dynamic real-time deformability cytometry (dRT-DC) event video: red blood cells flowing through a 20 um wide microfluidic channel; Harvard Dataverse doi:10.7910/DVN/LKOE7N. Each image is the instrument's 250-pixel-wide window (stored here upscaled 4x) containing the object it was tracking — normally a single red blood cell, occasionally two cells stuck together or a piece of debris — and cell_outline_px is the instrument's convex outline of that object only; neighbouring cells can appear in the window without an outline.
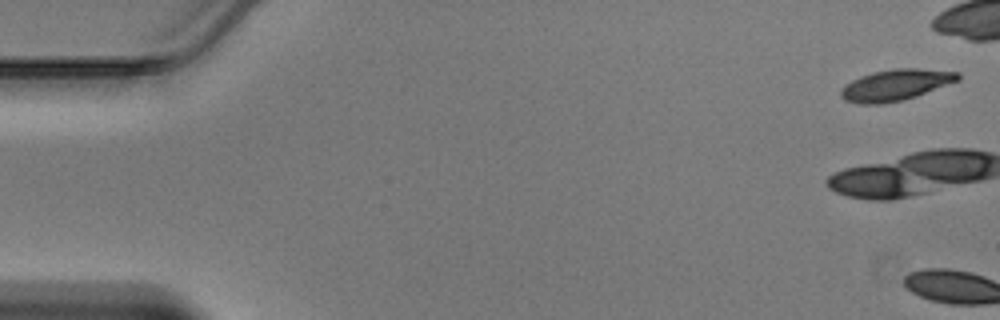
{"species": "Egyptian fruit bat (a non-hibernating species)", "species_latin": "Rousettus aegyptiacus", "temperature_condition": "warm", "stored_images_in_passage": 3, "camera_frame_rate_fps": 3000, "um_per_image_px": 0.085, "animal": {"sex": "male"}, "frame": {"image": 1, "passage_image": 1, "time_ms": 0.0, "image_size_px": [1000, 320], "cell_outline_px": [[960, 80], [916, 96], [904, 100], [884, 104], [860, 104], [844, 100], [840, 96], [840, 88], [844, 84], [860, 76], [872, 72], [892, 68], [916, 68], [960, 72]], "centroid_in_image_um": [76.1, 7.22], "position_along_channel_um": 8.9, "area_um2": 21.56}}